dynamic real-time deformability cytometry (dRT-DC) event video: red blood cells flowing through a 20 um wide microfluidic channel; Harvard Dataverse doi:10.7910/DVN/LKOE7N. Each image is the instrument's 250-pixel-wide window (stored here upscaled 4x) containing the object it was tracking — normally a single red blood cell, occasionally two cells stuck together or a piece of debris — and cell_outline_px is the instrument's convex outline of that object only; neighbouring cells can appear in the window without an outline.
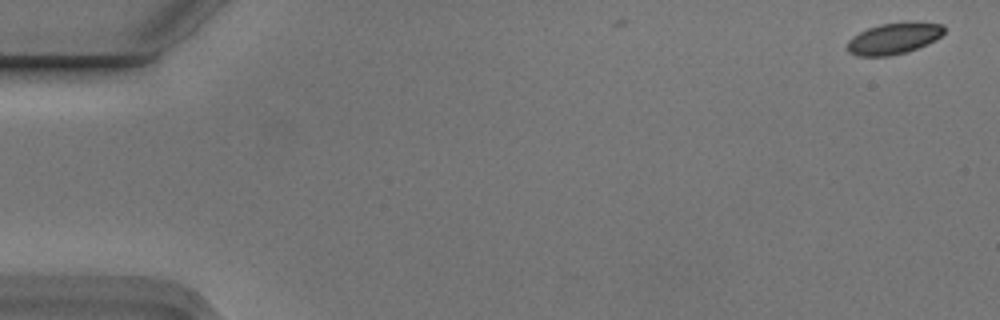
{"species": "Egyptian fruit bat (a non-hibernating species)", "species_latin": "Rousettus aegyptiacus", "temperature_condition": "cold", "stored_images_in_passage": 3, "camera_frame_rate_fps": 3000, "um_per_image_px": 0.085, "animal": {"sex": "male"}, "frame": {"image": 1, "passage_image": 1, "time_ms": 0.0, "image_size_px": [1000, 320], "cell_outline_px": [[944, 32], [936, 40], [916, 48], [904, 52], [888, 56], [856, 56], [848, 52], [844, 48], [848, 40], [852, 36], [868, 28], [880, 24], [912, 20], [944, 24]], "centroid_in_image_um": [75.95, 3.24], "position_along_channel_um": 9.0, "area_um2": 18.03}}